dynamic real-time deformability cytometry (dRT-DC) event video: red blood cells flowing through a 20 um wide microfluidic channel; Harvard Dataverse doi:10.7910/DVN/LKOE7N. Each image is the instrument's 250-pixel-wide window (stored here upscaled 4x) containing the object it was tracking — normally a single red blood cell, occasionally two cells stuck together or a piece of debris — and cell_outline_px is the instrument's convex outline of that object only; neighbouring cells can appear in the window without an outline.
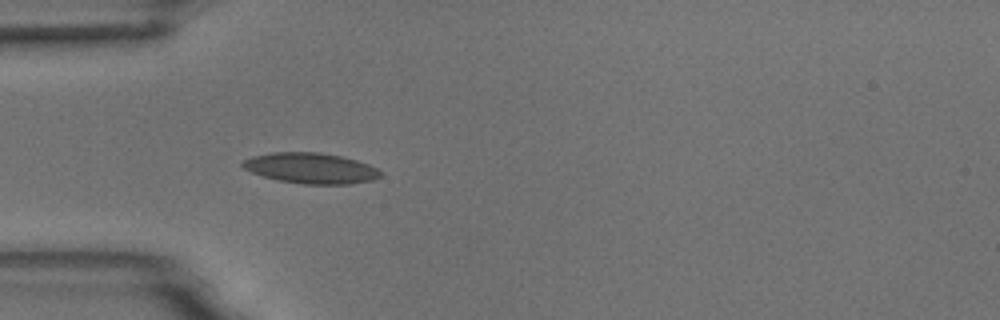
{"species": "common noctule bat (a hibernating species)", "species_latin": "Nyctalus noctula", "temperature_condition": "room temperature", "stored_images_in_passage": 6, "camera_frame_rate_fps": 3000, "um_per_image_px": 0.085, "animal": {"sex": "male", "body_mass_g": 18.8}, "frame": {"image": 1, "passage_image": 6, "time_ms": 1.667, "image_size_px": [1000, 320], "cell_outline_px": [[384, 172], [380, 176], [372, 180], [348, 184], [300, 184], [280, 180], [264, 176], [252, 172], [244, 168], [240, 164], [244, 160], [252, 156], [272, 152], [320, 152], [340, 156], [356, 160], [368, 164]], "centroid_in_image_um": [26.43, 14.29], "position_along_channel_um": 58.6, "area_um2": 24.51}}